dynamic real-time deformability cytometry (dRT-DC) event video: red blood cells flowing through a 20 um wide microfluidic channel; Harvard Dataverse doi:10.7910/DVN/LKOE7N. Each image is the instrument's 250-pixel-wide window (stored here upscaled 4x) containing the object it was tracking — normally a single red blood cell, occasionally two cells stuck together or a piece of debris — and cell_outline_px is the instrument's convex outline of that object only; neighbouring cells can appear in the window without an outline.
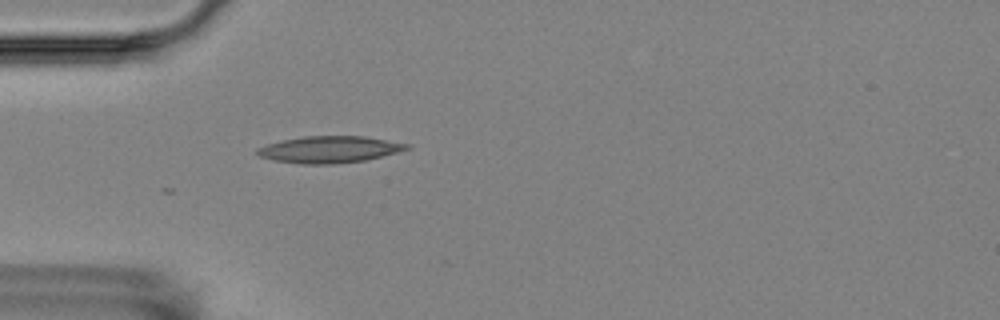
{"species": "Egyptian fruit bat (a non-hibernating species)", "species_latin": "Rousettus aegyptiacus", "temperature_condition": "room temperature", "stored_images_in_passage": 2, "camera_frame_rate_fps": 3000, "um_per_image_px": 0.085, "animal": {"sex": "female"}, "frame": {"image": 1, "passage_image": 2, "time_ms": 1.333, "image_size_px": [1000, 320], "cell_outline_px": [[412, 148], [364, 160], [336, 164], [300, 164], [276, 160], [260, 156], [256, 152], [256, 148], [268, 144], [284, 140], [304, 136], [364, 136], [412, 144]], "centroid_in_image_um": [28.04, 12.7], "position_along_channel_um": 57.0, "area_um2": 23.12}}